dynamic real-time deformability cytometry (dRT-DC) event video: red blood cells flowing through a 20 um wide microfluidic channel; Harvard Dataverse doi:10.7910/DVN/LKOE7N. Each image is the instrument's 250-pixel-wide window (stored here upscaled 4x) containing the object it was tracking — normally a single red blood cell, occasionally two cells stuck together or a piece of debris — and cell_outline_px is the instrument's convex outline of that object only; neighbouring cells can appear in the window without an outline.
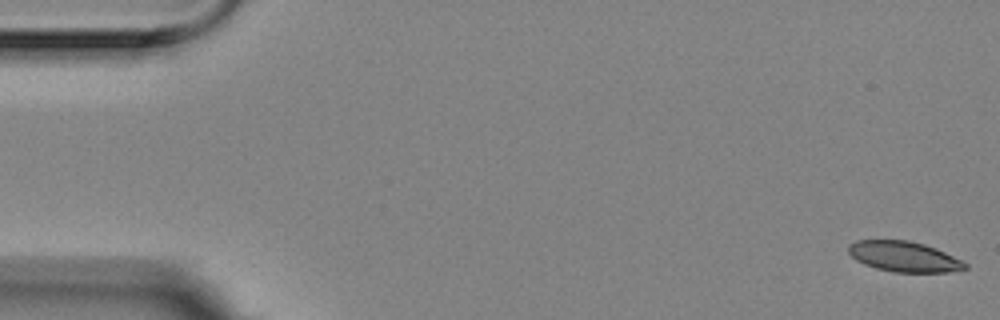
{"species": "Egyptian fruit bat (a non-hibernating species)", "species_latin": "Rousettus aegyptiacus", "temperature_condition": "room temperature", "stored_images_in_passage": 27, "camera_frame_rate_fps": 3000, "um_per_image_px": 0.085, "animal": {"sex": "female"}, "frame": {"image": 1, "passage_image": 1, "time_ms": 0.0, "image_size_px": [1000, 320], "cell_outline_px": [[968, 268], [948, 272], [896, 272], [876, 268], [864, 264], [856, 260], [848, 252], [848, 244], [856, 240], [908, 240], [924, 244], [936, 248], [964, 260], [968, 264]], "centroid_in_image_um": [76.86, 21.8], "position_along_channel_um": 8.1, "area_um2": 20.81}}
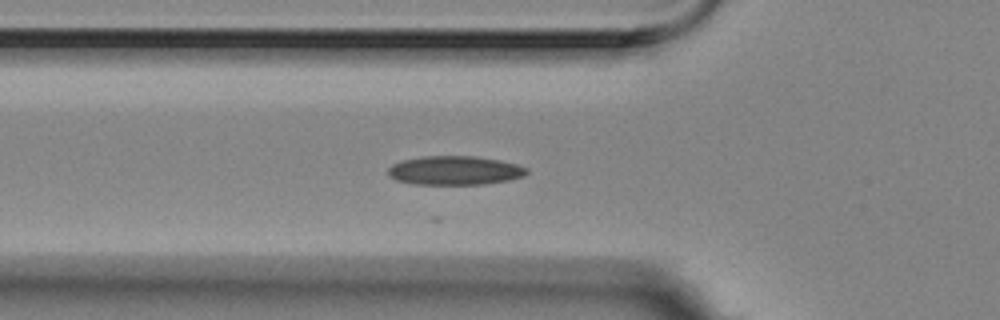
{"frame": {"image": 2, "passage_image": 19, "time_ms": 6.0, "image_size_px": [1000, 320], "cell_outline_px": [[528, 172], [524, 176], [508, 180], [484, 184], [416, 184], [396, 180], [388, 176], [388, 168], [392, 164], [404, 160], [424, 156], [472, 156], [500, 160], [516, 164], [528, 168]], "centroid_in_image_um": [38.65, 14.49], "position_along_channel_um": 87.1, "area_um2": 23.29}}
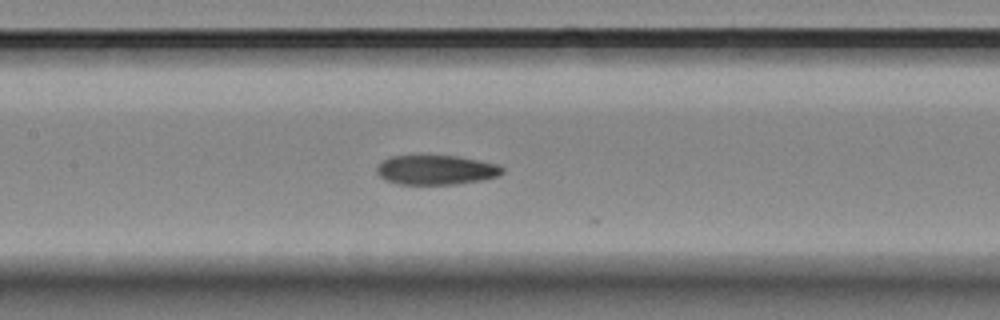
{"frame": {"image": 3, "passage_image": 26, "time_ms": 8.333, "image_size_px": [1000, 320], "cell_outline_px": [[504, 172], [496, 176], [480, 180], [456, 184], [396, 184], [384, 180], [376, 172], [376, 168], [384, 160], [392, 156], [456, 156], [496, 164], [504, 168]], "centroid_in_image_um": [37.03, 14.45], "position_along_channel_um": 170.4, "area_um2": 21.33}}